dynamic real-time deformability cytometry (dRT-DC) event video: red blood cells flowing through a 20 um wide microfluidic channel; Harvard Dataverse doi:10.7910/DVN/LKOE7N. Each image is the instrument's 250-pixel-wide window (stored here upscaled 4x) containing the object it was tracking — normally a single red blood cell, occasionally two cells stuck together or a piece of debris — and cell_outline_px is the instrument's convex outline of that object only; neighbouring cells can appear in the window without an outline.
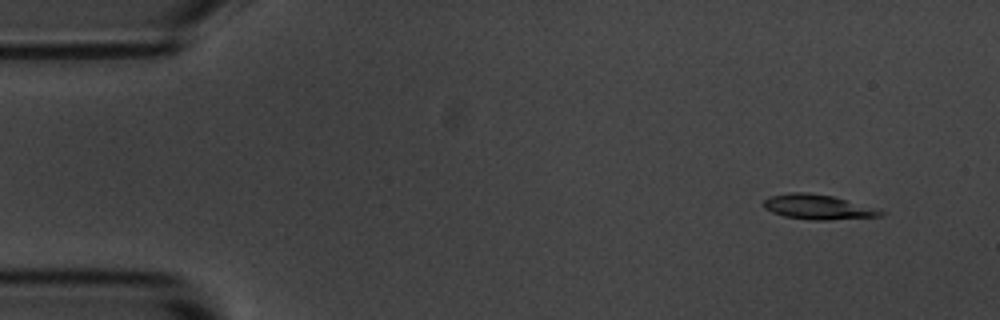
{"species": "common noctule bat (a hibernating species)", "species_latin": "Nyctalus noctula", "temperature_condition": "room temperature", "stored_images_in_passage": 5, "segment_of_instrument_passage": [1, 2], "camera_frame_rate_fps": 3000, "um_per_image_px": 0.085, "animal": {"sex": "male", "body_mass_g": 20.1, "forearm_length_mm": 53.5}, "frame": {"image": 1, "passage_image": 1, "time_ms": 0.0, "image_size_px": [1000, 320], "cell_outline_px": [[884, 216], [828, 220], [812, 220], [784, 216], [772, 212], [764, 208], [760, 204], [768, 196], [792, 192], [808, 192], [832, 196], [884, 212]], "centroid_in_image_um": [69.41, 17.59], "position_along_channel_um": 15.6, "area_um2": 16.7}}
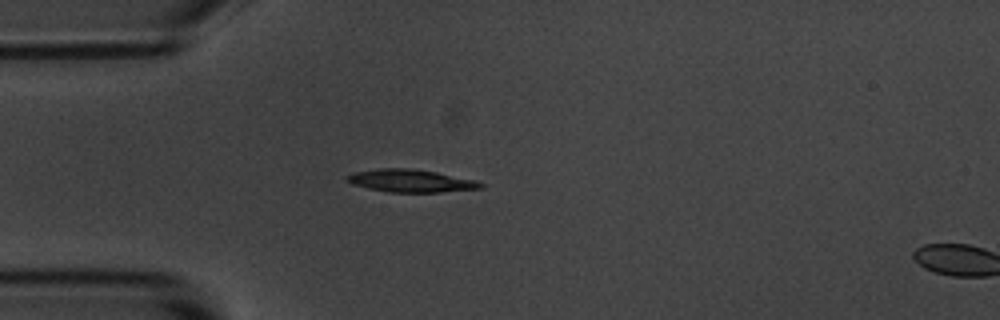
{"frame": {"image": 2, "passage_image": 4, "time_ms": 3.333, "image_size_px": [1000, 320], "cell_outline_px": [[484, 188], [440, 192], [388, 192], [368, 188], [352, 184], [344, 180], [344, 176], [352, 172], [380, 168], [412, 168], [436, 172], [476, 180], [484, 184]], "centroid_in_image_um": [34.87, 15.36], "position_along_channel_um": 50.1, "area_um2": 17.86}}